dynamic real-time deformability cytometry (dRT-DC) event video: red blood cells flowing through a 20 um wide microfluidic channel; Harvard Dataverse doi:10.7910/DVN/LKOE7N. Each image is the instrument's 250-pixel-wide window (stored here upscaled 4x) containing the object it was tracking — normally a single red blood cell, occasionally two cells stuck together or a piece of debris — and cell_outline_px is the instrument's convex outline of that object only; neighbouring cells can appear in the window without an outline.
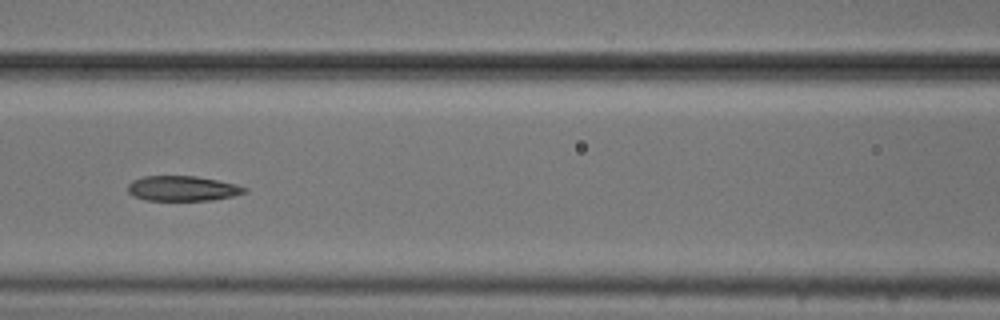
{"species": "common noctule bat (a hibernating species)", "species_latin": "Nyctalus noctula", "temperature_condition": "cold", "stored_images_in_passage": 13, "camera_frame_rate_fps": 3000, "um_per_image_px": 0.085, "animal": {"sex": "male", "body_mass_g": 20.5, "forearm_length_mm": 52.5}, "frame": {"image": 1, "passage_image": 6, "time_ms": 7.333, "image_size_px": [1000, 320], "cell_outline_px": [[248, 192], [232, 196], [212, 200], [144, 200], [132, 196], [128, 192], [128, 184], [132, 180], [144, 176], [196, 176], [236, 184], [248, 188]], "centroid_in_image_um": [15.5, 16.02], "position_along_channel_um": 151.1, "area_um2": 17.11}}
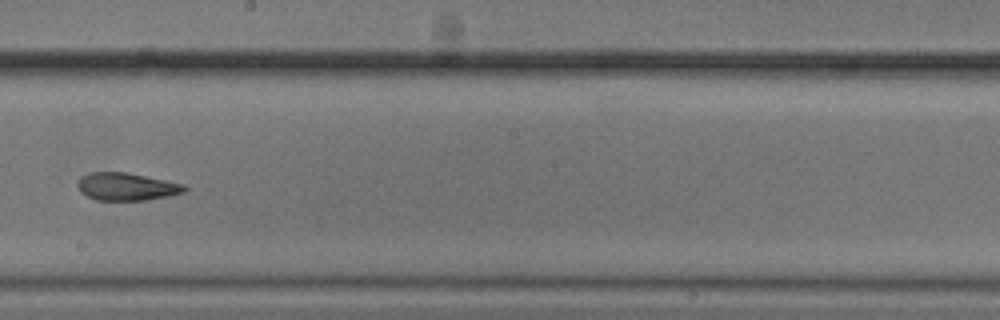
{"frame": {"image": 2, "passage_image": 8, "time_ms": 9.667, "image_size_px": [1000, 320], "cell_outline_px": [[188, 188], [184, 192], [168, 196], [148, 200], [96, 200], [80, 192], [76, 184], [80, 176], [88, 172], [124, 172], [184, 184]], "centroid_in_image_um": [10.72, 15.86], "position_along_channel_um": 237.5, "area_um2": 17.22}}
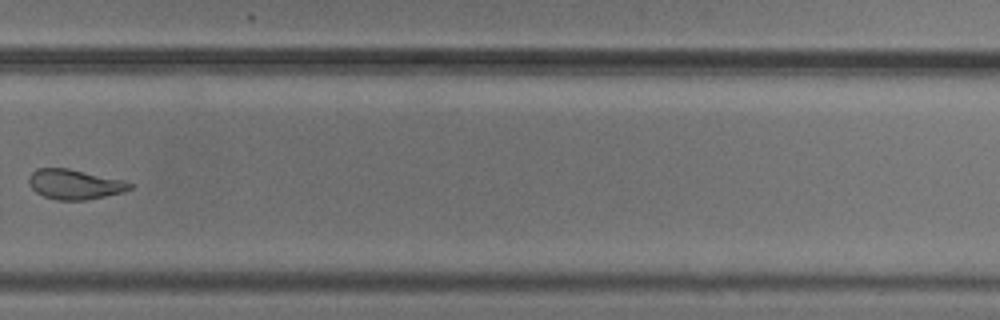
{"frame": {"image": 3, "passage_image": 10, "time_ms": 12.0, "image_size_px": [1000, 320], "cell_outline_px": [[132, 188], [124, 192], [84, 200], [56, 200], [44, 196], [36, 192], [28, 184], [28, 176], [32, 172], [40, 168], [68, 168], [124, 180], [132, 184]], "centroid_in_image_um": [6.33, 15.66], "position_along_channel_um": 323.5, "area_um2": 17.57}, "authors_computed_cell_mechanics": {"area_um2": 19.0162, "velocity_mm_per_s": 3.7021, "shape_relaxation_time_tau1_ms": null, "shape_relaxation_time_tau2_ms": 2.248, "deformation_change_tau1": null, "deformation_change_tau2": 0.0772}}